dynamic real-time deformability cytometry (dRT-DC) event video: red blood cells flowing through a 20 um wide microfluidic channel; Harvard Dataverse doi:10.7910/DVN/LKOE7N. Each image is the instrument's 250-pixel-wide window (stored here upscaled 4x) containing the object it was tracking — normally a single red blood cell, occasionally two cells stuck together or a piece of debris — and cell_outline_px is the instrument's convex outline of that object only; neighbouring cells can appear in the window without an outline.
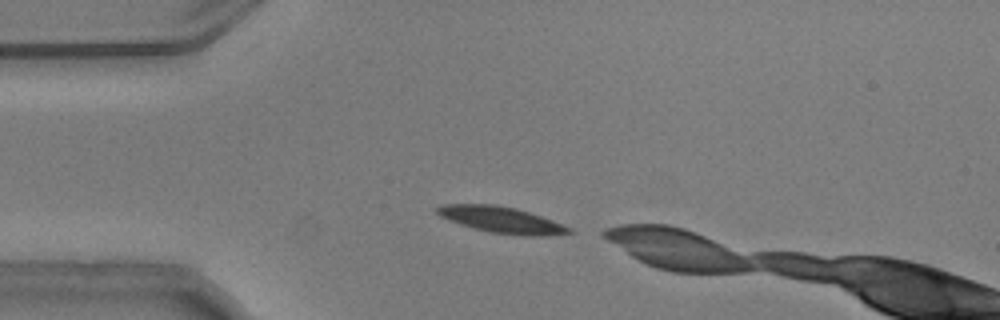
{"species": "common noctule bat (a hibernating species)", "species_latin": "Nyctalus noctula", "temperature_condition": "warm", "stored_images_in_passage": 8, "camera_frame_rate_fps": 3000, "um_per_image_px": 0.085, "animal": {"sex": "male", "body_mass_g": 20.5, "forearm_length_mm": 52.5}, "frame": {"image": 1, "passage_image": 2, "time_ms": 0.333, "image_size_px": [1000, 320], "cell_outline_px": [[572, 232], [548, 236], [528, 236], [492, 232], [460, 224], [448, 220], [440, 216], [436, 212], [436, 208], [444, 204], [496, 204], [516, 208], [552, 220], [572, 228]], "centroid_in_image_um": [42.63, 18.68], "position_along_channel_um": 42.4, "area_um2": 19.94}}
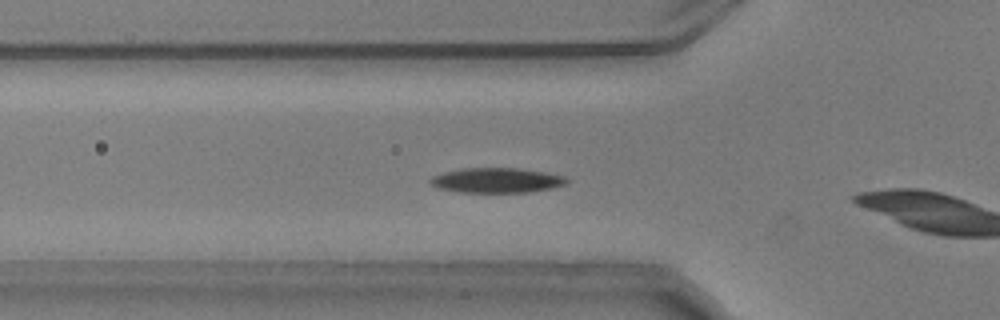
{"frame": {"image": 2, "passage_image": 7, "time_ms": 2.0, "image_size_px": [1000, 320], "cell_outline_px": [[568, 180], [564, 184], [552, 188], [528, 192], [456, 192], [440, 188], [432, 184], [428, 180], [432, 176], [444, 172], [464, 168], [516, 168], [544, 172], [564, 176]], "centroid_in_image_um": [42.19, 15.33], "position_along_channel_um": 83.6, "area_um2": 19.59}}